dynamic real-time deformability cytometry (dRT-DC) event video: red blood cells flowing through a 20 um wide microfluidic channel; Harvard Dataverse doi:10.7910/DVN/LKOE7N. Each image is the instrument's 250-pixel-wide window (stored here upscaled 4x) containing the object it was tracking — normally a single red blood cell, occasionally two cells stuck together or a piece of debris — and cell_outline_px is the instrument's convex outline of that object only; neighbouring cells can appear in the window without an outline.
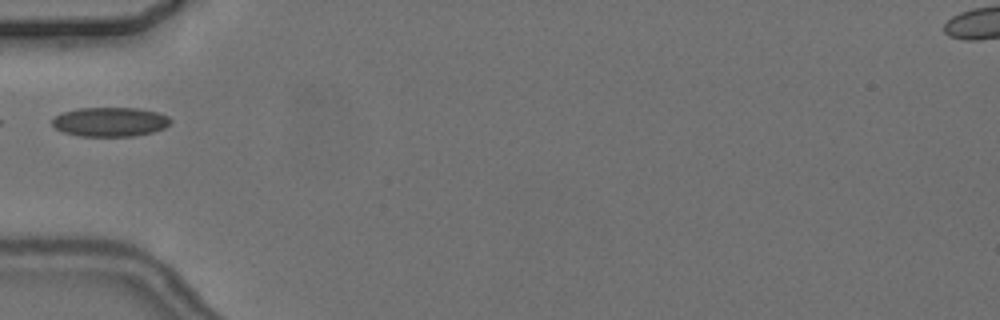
{"species": "common noctule bat (a hibernating species)", "species_latin": "Nyctalus noctula", "temperature_condition": "cold", "stored_images_in_passage": 8, "camera_frame_rate_fps": 3000, "um_per_image_px": 0.085, "animal": {"sex": "female", "body_mass_g": 24.6, "forearm_length_mm": 56.2}, "frame": {"image": 1, "passage_image": 6, "time_ms": 6.0, "image_size_px": [1000, 320], "cell_outline_px": [[172, 120], [164, 128], [152, 132], [136, 136], [80, 136], [64, 132], [56, 128], [52, 124], [52, 120], [56, 116], [64, 112], [80, 108], [140, 108], [156, 112], [168, 116]], "centroid_in_image_um": [9.38, 10.36], "position_along_channel_um": 75.6, "area_um2": 20.06}}
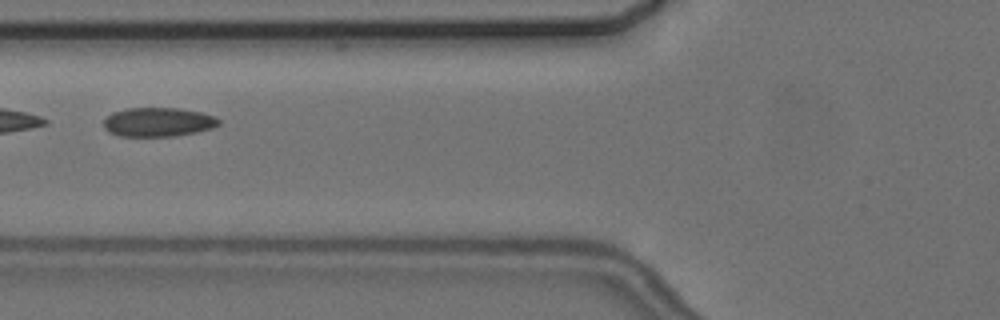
{"frame": {"image": 2, "passage_image": 7, "time_ms": 7.0, "image_size_px": [1000, 320], "cell_outline_px": [[220, 124], [212, 128], [196, 132], [176, 136], [120, 136], [108, 132], [104, 128], [104, 120], [112, 112], [128, 108], [180, 108], [200, 112], [216, 116], [220, 120]], "centroid_in_image_um": [13.45, 10.37], "position_along_channel_um": 112.3, "area_um2": 19.59}}
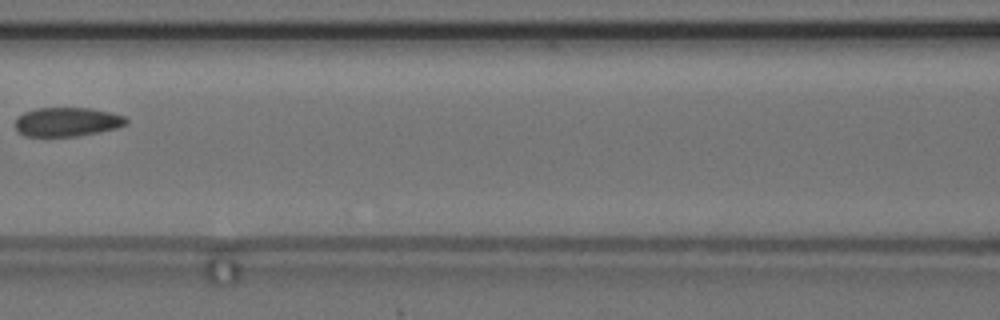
{"frame": {"image": 3, "passage_image": 8, "time_ms": 8.333, "image_size_px": [1000, 320], "cell_outline_px": [[128, 124], [116, 128], [100, 132], [76, 136], [24, 136], [16, 132], [16, 120], [24, 112], [36, 108], [88, 108], [108, 112], [124, 116], [128, 120]], "centroid_in_image_um": [5.7, 10.37], "position_along_channel_um": 160.9, "area_um2": 18.73}}